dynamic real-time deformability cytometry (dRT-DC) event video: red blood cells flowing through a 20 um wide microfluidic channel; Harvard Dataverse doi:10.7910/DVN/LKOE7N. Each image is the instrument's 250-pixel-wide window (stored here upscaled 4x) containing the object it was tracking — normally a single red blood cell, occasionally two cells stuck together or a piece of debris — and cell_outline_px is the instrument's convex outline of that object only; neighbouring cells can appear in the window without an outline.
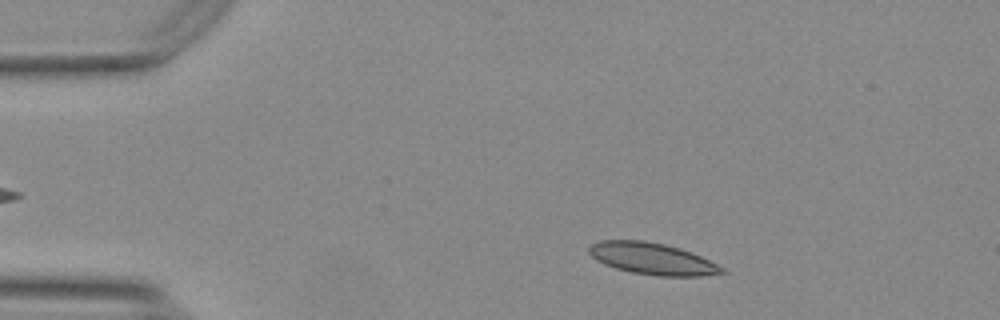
{"species": "Egyptian fruit bat (a non-hibernating species)", "species_latin": "Rousettus aegyptiacus", "temperature_condition": "warm", "stored_images_in_passage": 51, "camera_frame_rate_fps": 3000, "um_per_image_px": 0.085, "animal": {"sex": "female"}, "frame": {"image": 1, "passage_image": 6, "time_ms": 1.667, "image_size_px": [1000, 320], "cell_outline_px": [[728, 272], [700, 276], [660, 276], [632, 272], [616, 268], [604, 264], [596, 260], [588, 252], [588, 248], [592, 244], [600, 240], [644, 240], [664, 244], [680, 248], [692, 252], [724, 268]], "centroid_in_image_um": [55.43, 21.98], "position_along_channel_um": 29.6, "area_um2": 24.45}}
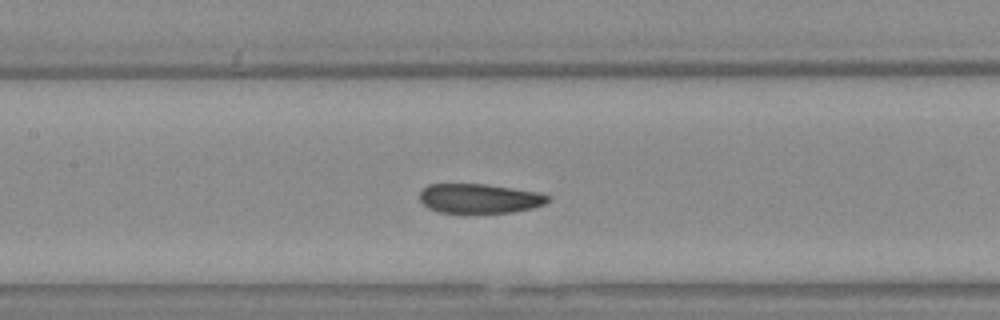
{"frame": {"image": 2, "passage_image": 22, "time_ms": 7.0, "image_size_px": [1000, 320], "cell_outline_px": [[548, 200], [544, 204], [532, 208], [512, 212], [468, 216], [440, 212], [428, 208], [420, 200], [420, 192], [428, 184], [484, 184], [540, 192], [548, 196]], "centroid_in_image_um": [40.72, 16.92], "position_along_channel_um": 166.7, "area_um2": 22.77}}
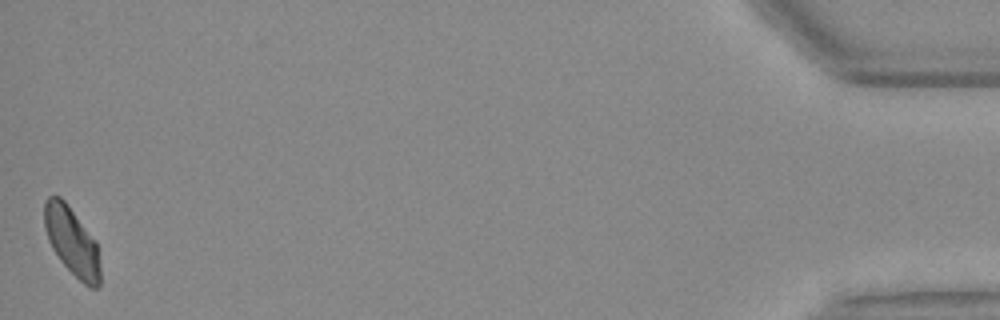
{"frame": {"image": 3, "passage_image": 51, "time_ms": 16.667, "image_size_px": [1000, 320], "cell_outline_px": [[100, 284], [96, 288], [88, 288], [60, 260], [52, 248], [48, 240], [44, 224], [44, 200], [48, 196], [60, 196], [68, 204], [96, 240], [100, 268]], "centroid_in_image_um": [6.11, 20.5], "position_along_channel_um": 429.1, "area_um2": 22.25}, "authors_computed_cell_mechanics": {"area_um2": 23.409, "velocity_mm_per_s": 3.6895, "shape_relaxation_time_tau1_ms": null, "shape_relaxation_time_tau2_ms": 5.0288, "deformation_change_tau1": null, "deformation_change_tau2": 0.0817}}